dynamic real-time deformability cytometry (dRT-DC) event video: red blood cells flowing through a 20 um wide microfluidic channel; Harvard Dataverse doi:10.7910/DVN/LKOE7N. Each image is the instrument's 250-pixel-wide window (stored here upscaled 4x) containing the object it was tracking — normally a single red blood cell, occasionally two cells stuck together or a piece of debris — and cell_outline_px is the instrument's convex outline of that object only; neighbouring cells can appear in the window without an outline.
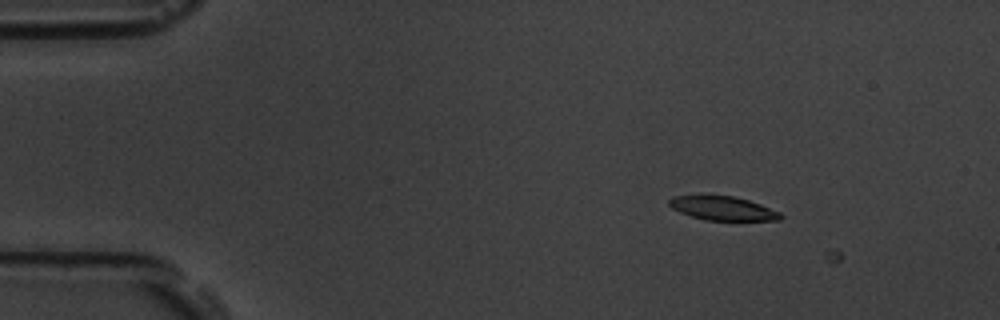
{"species": "common noctule bat (a hibernating species)", "species_latin": "Nyctalus noctula", "temperature_condition": "room temperature", "stored_images_in_passage": 8, "camera_frame_rate_fps": 3000, "um_per_image_px": 0.085, "animal": {"sex": "male", "body_mass_g": 19.5, "forearm_length_mm": 54.6}, "frame": {"image": 1, "passage_image": 6, "time_ms": 1.667, "image_size_px": [1000, 320], "cell_outline_px": [[784, 216], [780, 220], [704, 220], [680, 212], [672, 208], [668, 204], [668, 200], [672, 196], [732, 196], [748, 200], [760, 204], [780, 212]], "centroid_in_image_um": [61.44, 17.71], "position_along_channel_um": 23.6, "area_um2": 15.32}}